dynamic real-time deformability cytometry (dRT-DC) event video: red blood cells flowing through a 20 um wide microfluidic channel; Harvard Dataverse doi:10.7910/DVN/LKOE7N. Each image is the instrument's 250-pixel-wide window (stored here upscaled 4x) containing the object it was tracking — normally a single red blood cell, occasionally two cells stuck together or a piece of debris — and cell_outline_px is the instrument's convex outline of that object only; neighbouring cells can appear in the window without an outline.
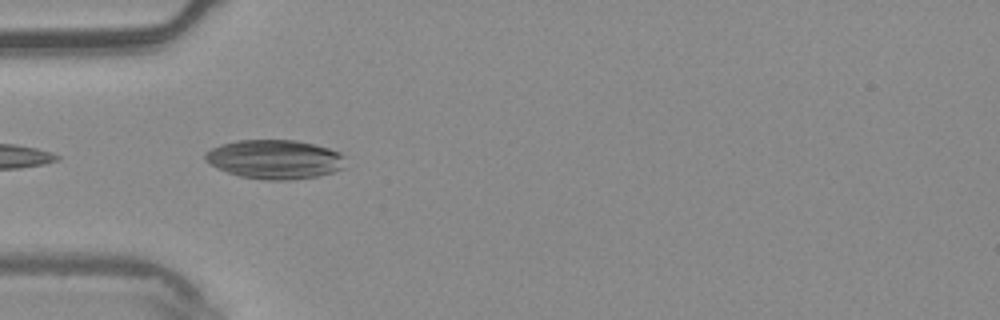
{"species": "common noctule bat (a hibernating species)", "species_latin": "Nyctalus noctula", "temperature_condition": "warm", "stored_images_in_passage": 5, "camera_frame_rate_fps": 3000, "um_per_image_px": 0.085, "animal": {"sex": "male", "body_mass_g": 20.4}, "frame": {"image": 1, "passage_image": 1, "time_ms": 0.0, "image_size_px": [1000, 320], "cell_outline_px": [[344, 168], [332, 172], [316, 176], [292, 180], [264, 180], [240, 176], [216, 168], [208, 164], [204, 160], [204, 152], [220, 144], [236, 140], [296, 140], [316, 144], [340, 152], [344, 156]], "centroid_in_image_um": [23.32, 13.54], "position_along_channel_um": 61.7, "area_um2": 32.25}}
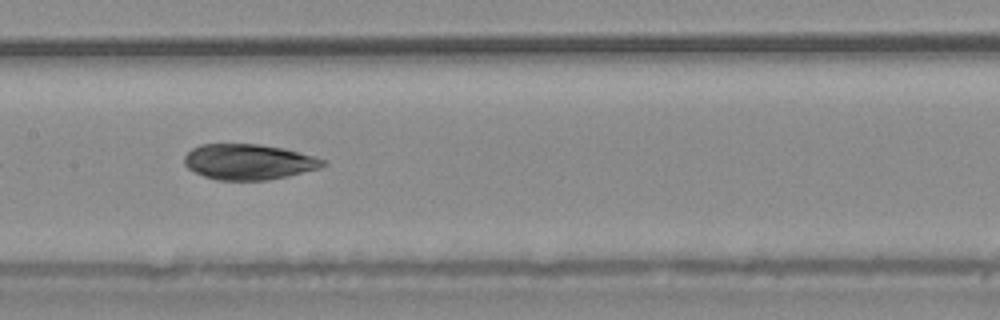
{"frame": {"image": 2, "passage_image": 4, "time_ms": 1.0, "image_size_px": [1000, 320], "cell_outline_px": [[328, 164], [320, 168], [288, 176], [268, 180], [216, 180], [204, 176], [188, 168], [184, 164], [184, 156], [192, 148], [200, 144], [260, 144], [284, 148], [328, 160]], "centroid_in_image_um": [21.16, 13.75], "position_along_channel_um": 186.2, "area_um2": 28.9}}
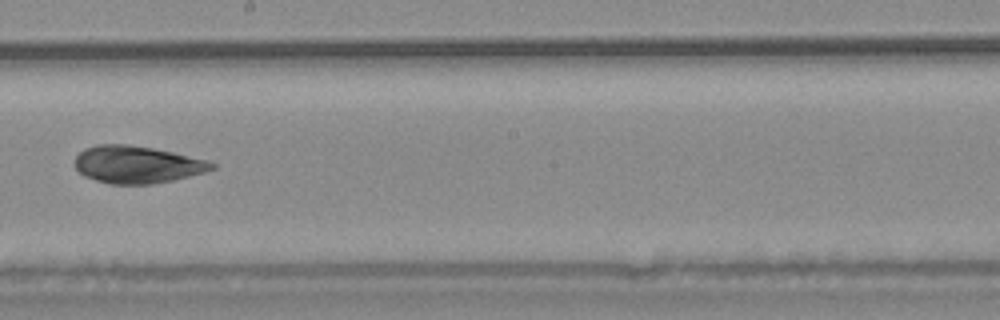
{"frame": {"image": 3, "passage_image": 5, "time_ms": 1.333, "image_size_px": [1000, 320], "cell_outline_px": [[216, 168], [204, 172], [172, 180], [152, 184], [108, 184], [84, 176], [72, 164], [76, 156], [84, 148], [96, 144], [128, 144], [152, 148], [172, 152], [208, 160], [216, 164]], "centroid_in_image_um": [11.61, 13.98], "position_along_channel_um": 236.6, "area_um2": 29.88}}